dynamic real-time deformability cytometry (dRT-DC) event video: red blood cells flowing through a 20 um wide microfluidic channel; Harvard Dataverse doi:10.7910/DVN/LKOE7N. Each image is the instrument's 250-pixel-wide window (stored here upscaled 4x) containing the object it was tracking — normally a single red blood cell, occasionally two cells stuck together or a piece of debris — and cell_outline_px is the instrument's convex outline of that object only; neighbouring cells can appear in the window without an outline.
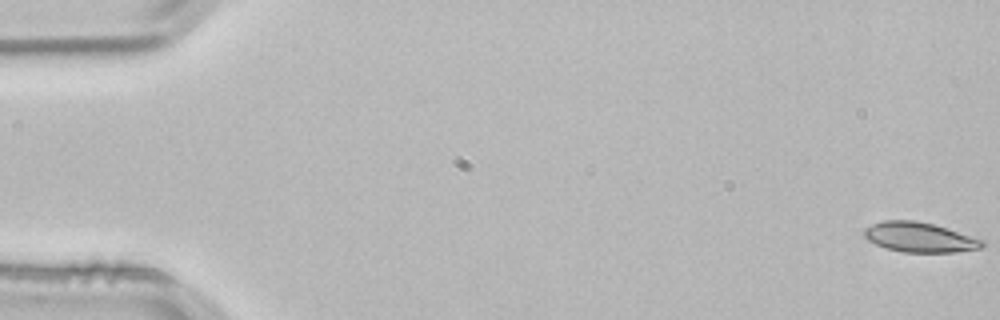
{"species": "common noctule bat (a hibernating species)", "species_latin": "Nyctalus noctula", "temperature_condition": "room temperature", "stored_images_in_passage": 54, "camera_frame_rate_fps": 3000, "um_per_image_px": 0.085, "animal": {"sex": "male", "body_mass_g": 21.5, "forearm_length_mm": 52.0}, "frame": {"image": 1, "passage_image": 1, "time_ms": 0.0, "image_size_px": [1000, 320], "cell_outline_px": [[984, 244], [980, 248], [956, 252], [904, 252], [884, 248], [868, 240], [864, 236], [864, 228], [872, 224], [884, 220], [916, 220], [932, 224], [984, 240]], "centroid_in_image_um": [78.12, 20.17], "position_along_channel_um": 6.9, "area_um2": 20.35}}
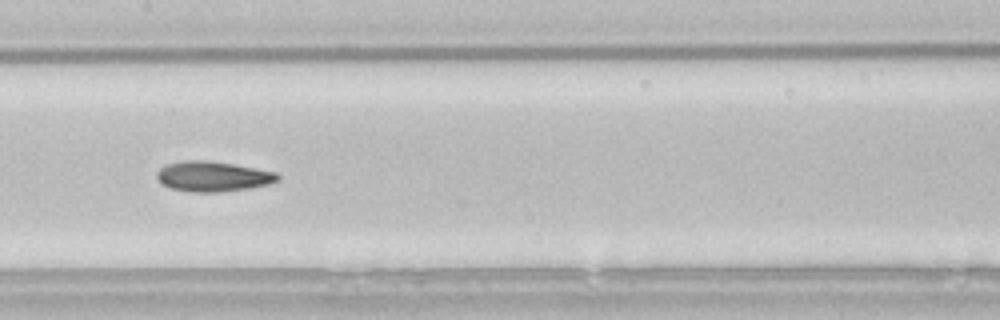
{"frame": {"image": 2, "passage_image": 27, "time_ms": 8.667, "image_size_px": [1000, 320], "cell_outline_px": [[280, 180], [268, 184], [248, 188], [220, 192], [196, 192], [172, 188], [160, 184], [156, 176], [156, 172], [160, 168], [168, 164], [184, 160], [204, 160], [232, 164], [256, 168], [276, 172], [280, 176]], "centroid_in_image_um": [18.09, 14.99], "position_along_channel_um": 189.3, "area_um2": 21.15}}
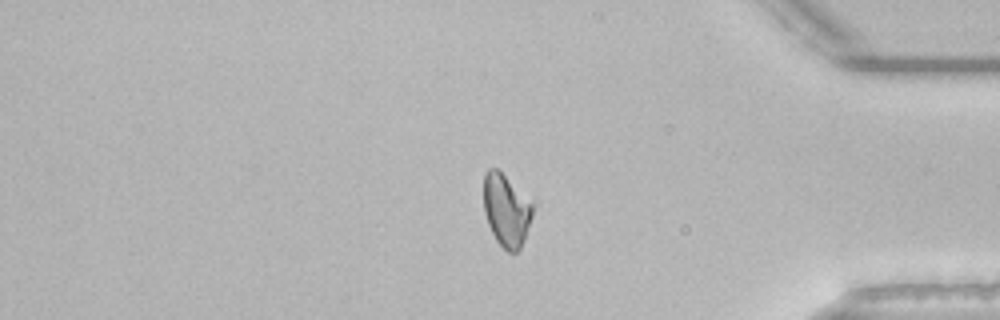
{"frame": {"image": 3, "passage_image": 45, "time_ms": 14.667, "image_size_px": [1000, 320], "cell_outline_px": [[532, 216], [524, 240], [520, 248], [516, 252], [508, 252], [496, 240], [488, 224], [484, 212], [484, 176], [488, 168], [496, 168], [532, 204]], "centroid_in_image_um": [43.01, 17.91], "position_along_channel_um": 392.2, "area_um2": 20.0}, "authors_computed_cell_mechanics": {"area_um2": 20.6924, "velocity_mm_per_s": 3.8233, "shape_relaxation_time_tau1_ms": null, "shape_relaxation_time_tau2_ms": 6.4874, "deformation_change_tau1": null, "deformation_change_tau2": 0.1141}}